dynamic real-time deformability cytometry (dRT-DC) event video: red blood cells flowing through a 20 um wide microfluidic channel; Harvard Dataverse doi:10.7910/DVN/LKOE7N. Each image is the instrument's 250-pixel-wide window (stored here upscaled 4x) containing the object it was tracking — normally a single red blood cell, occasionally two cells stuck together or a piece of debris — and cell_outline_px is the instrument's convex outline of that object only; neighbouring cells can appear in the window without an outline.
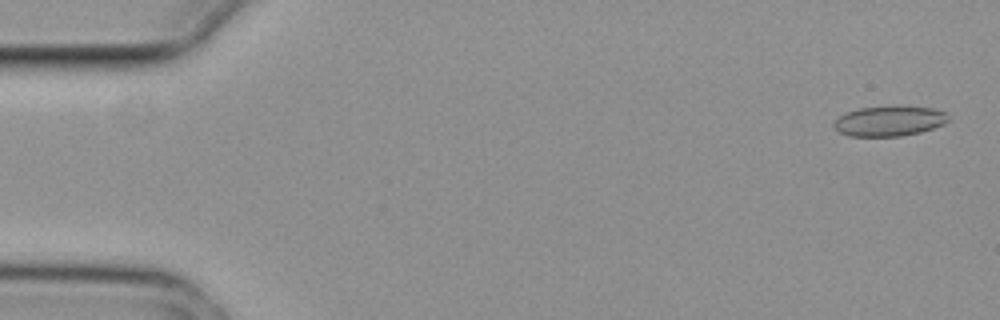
{"species": "common noctule bat (a hibernating species)", "species_latin": "Nyctalus noctula", "temperature_condition": "cold", "stored_images_in_passage": 3, "camera_frame_rate_fps": 3000, "um_per_image_px": 0.085, "animal": {"sex": "female", "body_mass_g": 29.2, "forearm_length_mm": 56.3}, "frame": {"image": 1, "passage_image": 1, "time_ms": 0.0, "image_size_px": [1000, 320], "cell_outline_px": [[948, 120], [944, 124], [920, 132], [900, 136], [848, 136], [840, 132], [832, 124], [840, 116], [848, 112], [860, 108], [900, 104], [932, 108], [948, 112]], "centroid_in_image_um": [75.63, 10.26], "position_along_channel_um": 9.4, "area_um2": 20.4}}